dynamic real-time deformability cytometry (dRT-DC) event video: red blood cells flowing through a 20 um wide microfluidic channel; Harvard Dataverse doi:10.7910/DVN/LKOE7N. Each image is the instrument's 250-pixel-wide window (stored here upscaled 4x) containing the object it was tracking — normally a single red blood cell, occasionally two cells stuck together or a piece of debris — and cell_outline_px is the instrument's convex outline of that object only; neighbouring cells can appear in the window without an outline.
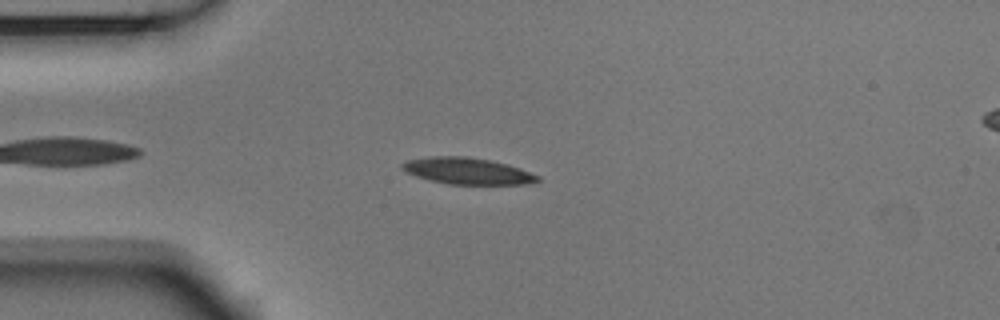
{"species": "Egyptian fruit bat (a non-hibernating species)", "species_latin": "Rousettus aegyptiacus", "temperature_condition": "room temperature", "stored_images_in_passage": 47, "camera_frame_rate_fps": 3000, "um_per_image_px": 0.085, "animal": {"sex": "male"}, "frame": {"image": 1, "passage_image": 7, "time_ms": 2.0, "image_size_px": [1000, 320], "cell_outline_px": [[540, 180], [528, 184], [448, 184], [416, 176], [400, 168], [400, 164], [408, 160], [428, 156], [464, 156], [492, 160], [508, 164], [520, 168], [540, 176]], "centroid_in_image_um": [39.74, 14.52], "position_along_channel_um": 45.3, "area_um2": 20.92}}
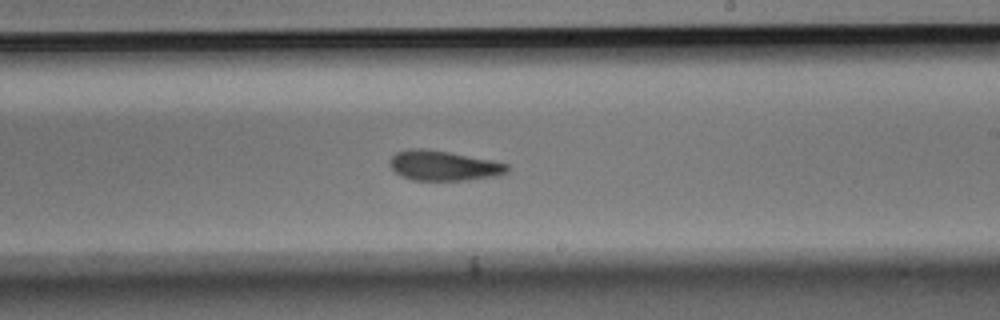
{"frame": {"image": 2, "passage_image": 25, "time_ms": 8.0, "image_size_px": [1000, 320], "cell_outline_px": [[508, 172], [500, 176], [468, 180], [412, 180], [400, 176], [388, 164], [388, 160], [396, 152], [408, 148], [428, 148], [492, 160], [508, 164]], "centroid_in_image_um": [37.69, 14.07], "position_along_channel_um": 251.3, "area_um2": 20.87}}
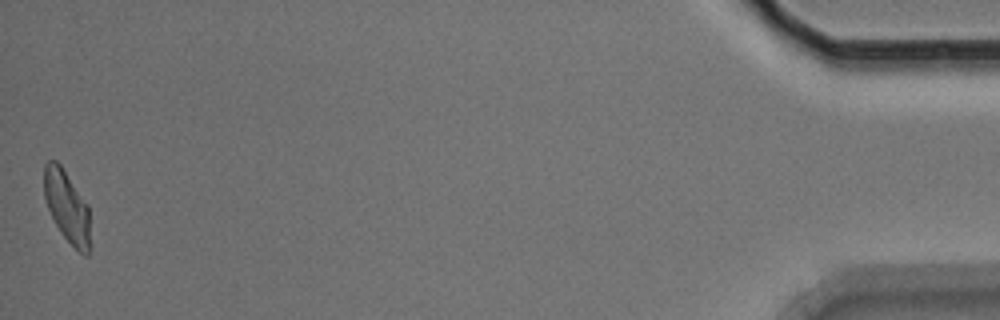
{"frame": {"image": 3, "passage_image": 47, "time_ms": 15.333, "image_size_px": [1000, 320], "cell_outline_px": [[88, 256], [84, 256], [60, 232], [48, 208], [44, 196], [44, 164], [48, 160], [56, 160], [60, 164], [88, 204]], "centroid_in_image_um": [5.66, 17.5], "position_along_channel_um": 429.5, "area_um2": 18.79}, "authors_computed_cell_mechanics": {"area_um2": 20.8658, "velocity_mm_per_s": 3.7211, "shape_relaxation_time_tau1_ms": 5.5573, "shape_relaxation_time_tau2_ms": 3.7532, "deformation_change_tau1": 0.1775, "deformation_change_tau2": 0.1208}}